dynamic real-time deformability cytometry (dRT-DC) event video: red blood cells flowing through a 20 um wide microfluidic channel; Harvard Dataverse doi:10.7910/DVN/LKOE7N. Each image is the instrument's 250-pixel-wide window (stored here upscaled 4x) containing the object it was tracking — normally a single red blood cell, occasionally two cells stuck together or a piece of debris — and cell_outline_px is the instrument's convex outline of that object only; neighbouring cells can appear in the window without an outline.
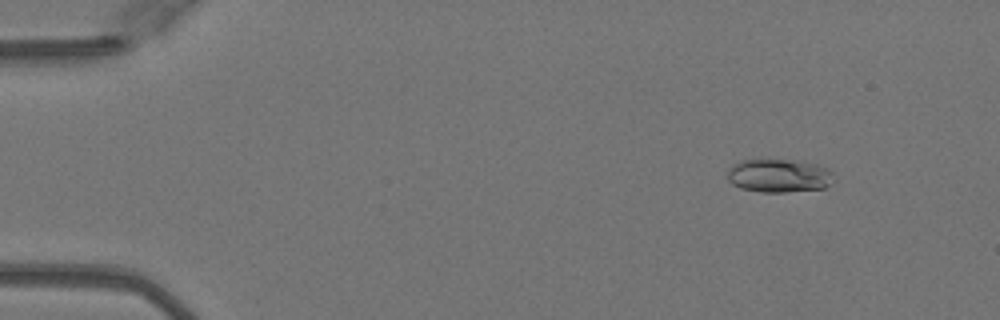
{"species": "Egyptian fruit bat (a non-hibernating species)", "species_latin": "Rousettus aegyptiacus", "temperature_condition": "warm", "stored_images_in_passage": 50, "camera_frame_rate_fps": 3000, "um_per_image_px": 0.085, "animal": {"sex": "female"}, "frame": {"image": 1, "passage_image": 6, "time_ms": 1.667, "image_size_px": [1000, 320], "cell_outline_px": [[832, 172], [828, 184], [824, 188], [784, 192], [760, 192], [740, 188], [732, 184], [728, 180], [728, 172], [732, 164], [744, 160], [796, 160], [816, 164], [828, 168]], "centroid_in_image_um": [66.17, 14.93], "position_along_channel_um": 18.8, "area_um2": 20.46}}
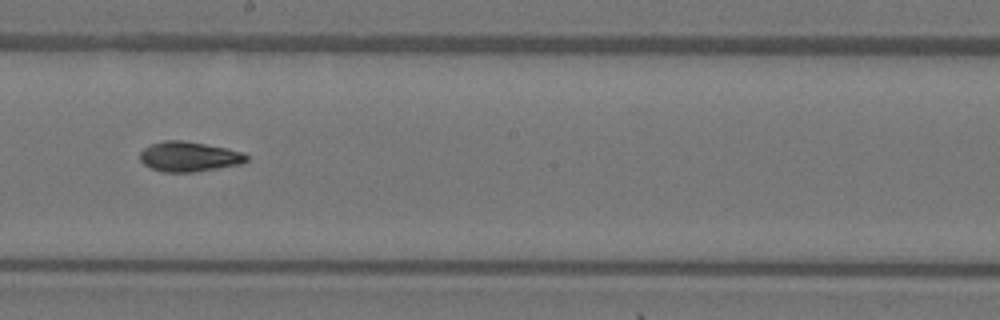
{"frame": {"image": 2, "passage_image": 29, "time_ms": 9.333, "image_size_px": [1000, 320], "cell_outline_px": [[248, 160], [244, 164], [192, 172], [160, 172], [144, 164], [140, 160], [140, 152], [144, 148], [152, 144], [164, 140], [184, 140], [244, 152], [248, 156]], "centroid_in_image_um": [16.08, 13.32], "position_along_channel_um": 232.1, "area_um2": 18.61}}
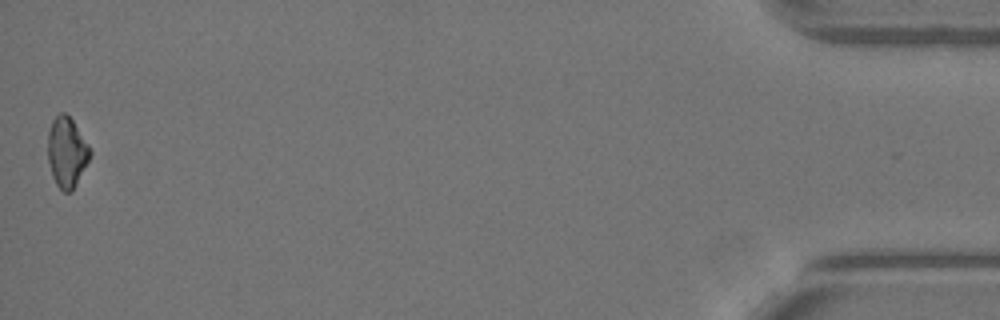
{"frame": {"image": 3, "passage_image": 50, "time_ms": 16.333, "image_size_px": [1000, 320], "cell_outline_px": [[92, 152], [72, 192], [64, 192], [56, 184], [52, 176], [48, 160], [48, 132], [52, 120], [60, 112], [64, 112], [72, 120], [88, 144]], "centroid_in_image_um": [5.66, 12.94], "position_along_channel_um": 429.5, "area_um2": 17.05}, "authors_computed_cell_mechanics": {"area_um2": 18.2937, "velocity_mm_per_s": 4.1058, "shape_relaxation_time_tau1_ms": 6.8946, "shape_relaxation_time_tau2_ms": 3.0784, "deformation_change_tau1": 0.1947, "deformation_change_tau2": 0.0779}}